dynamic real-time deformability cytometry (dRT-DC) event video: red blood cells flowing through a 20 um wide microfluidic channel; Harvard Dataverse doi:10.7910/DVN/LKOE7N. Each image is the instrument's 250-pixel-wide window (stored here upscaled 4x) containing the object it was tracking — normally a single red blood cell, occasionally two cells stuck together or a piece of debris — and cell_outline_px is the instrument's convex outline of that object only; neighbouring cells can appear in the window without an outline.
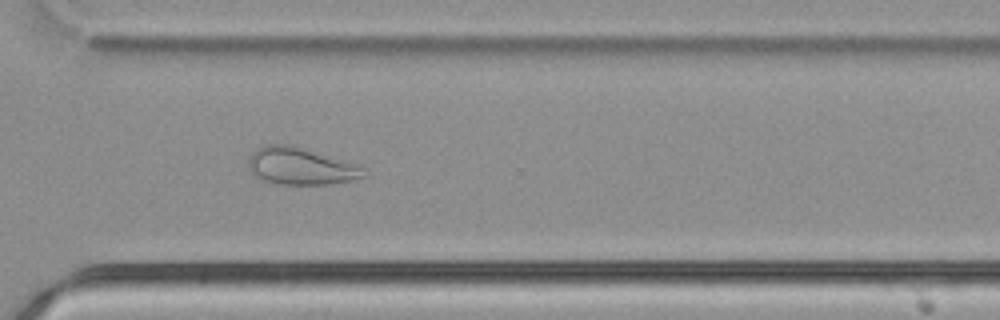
{"species": "common noctule bat (a hibernating species)", "species_latin": "Nyctalus noctula", "temperature_condition": "cold", "stored_images_in_passage": 35, "camera_frame_rate_fps": 3000, "um_per_image_px": 0.085, "animal": {"sex": "male", "body_mass_g": 21.5, "forearm_length_mm": 52.0}, "frame": {"image": 1, "passage_image": 30, "time_ms": 9.667, "image_size_px": [1000, 320], "cell_outline_px": [[364, 176], [332, 184], [276, 184], [260, 180], [248, 168], [248, 160], [252, 152], [256, 148], [264, 144], [292, 144], [352, 164], [360, 168]], "centroid_in_image_um": [25.4, 14.12], "position_along_channel_um": 345.2, "area_um2": 24.45}}